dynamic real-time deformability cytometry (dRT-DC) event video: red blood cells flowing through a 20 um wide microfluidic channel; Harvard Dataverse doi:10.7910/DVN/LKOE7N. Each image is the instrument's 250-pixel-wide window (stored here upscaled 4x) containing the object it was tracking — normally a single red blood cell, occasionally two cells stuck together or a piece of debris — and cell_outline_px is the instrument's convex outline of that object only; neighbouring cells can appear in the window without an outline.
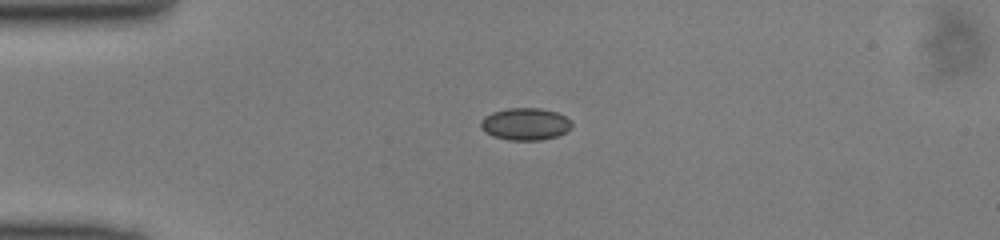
{"species": "common noctule bat (a hibernating species)", "species_latin": "Nyctalus noctula", "temperature_condition": "cold", "stored_images_in_passage": 38, "camera_frame_rate_fps": 3000, "um_per_image_px": 0.085, "animal": {"sex": "male", "body_mass_g": 13.0, "forearm_length_mm": 53.1}, "frame": {"image": 1, "passage_image": 1, "time_ms": 0.0, "image_size_px": [1000, 240], "cell_outline_px": [[572, 128], [556, 136], [540, 140], [508, 140], [492, 136], [480, 128], [480, 120], [484, 116], [492, 112], [508, 108], [540, 108], [556, 112], [572, 120]], "centroid_in_image_um": [44.63, 10.54], "position_along_channel_um": 40.4, "area_um2": 17.17}}
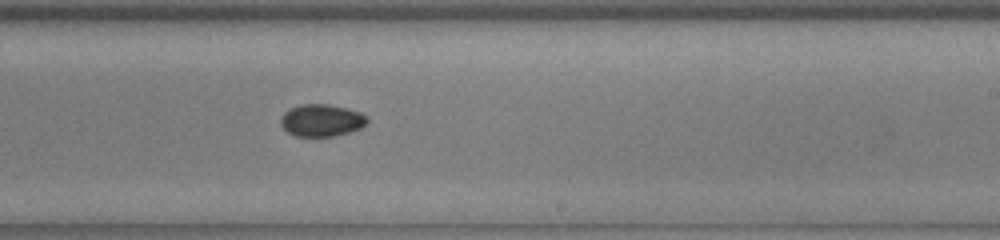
{"frame": {"image": 2, "passage_image": 19, "time_ms": 6.0, "image_size_px": [1000, 240], "cell_outline_px": [[368, 124], [360, 128], [348, 132], [332, 136], [296, 136], [288, 132], [280, 124], [280, 116], [288, 108], [300, 104], [328, 104], [348, 108], [360, 112], [368, 116]], "centroid_in_image_um": [27.33, 10.21], "position_along_channel_um": 261.7, "area_um2": 16.42}}
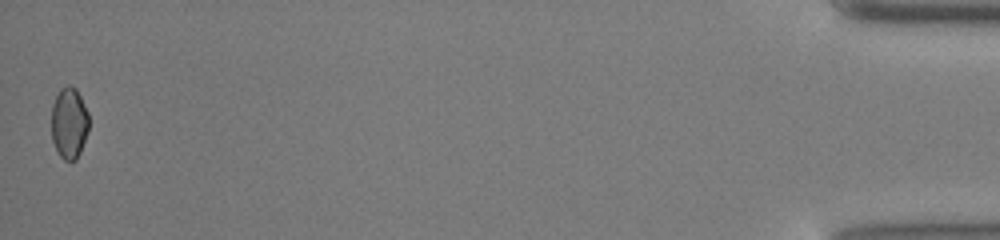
{"frame": {"image": 3, "passage_image": 38, "time_ms": 12.333, "image_size_px": [1000, 240], "cell_outline_px": [[88, 128], [80, 152], [76, 160], [64, 160], [60, 156], [52, 140], [52, 104], [60, 88], [68, 84], [76, 88], [88, 112]], "centroid_in_image_um": [5.87, 10.43], "position_along_channel_um": 429.3, "area_um2": 15.43}}